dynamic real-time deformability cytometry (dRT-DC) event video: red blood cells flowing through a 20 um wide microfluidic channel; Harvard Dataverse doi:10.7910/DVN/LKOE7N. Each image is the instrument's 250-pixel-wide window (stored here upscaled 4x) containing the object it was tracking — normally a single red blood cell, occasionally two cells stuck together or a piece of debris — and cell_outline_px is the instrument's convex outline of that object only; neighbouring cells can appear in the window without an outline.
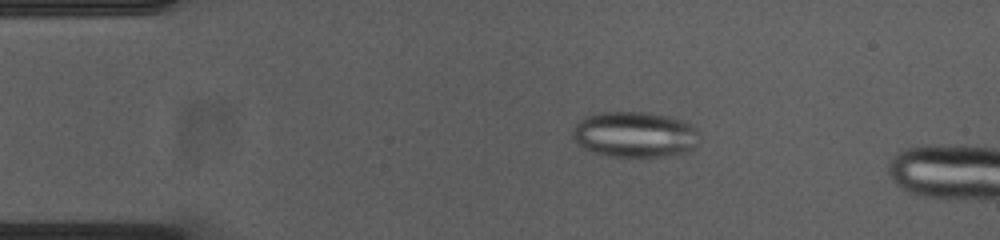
{"species": "common noctule bat (a hibernating species)", "species_latin": "Nyctalus noctula", "temperature_condition": "cold", "stored_images_in_passage": 13, "camera_frame_rate_fps": 3000, "um_per_image_px": 0.085, "animal": {"sex": "female", "body_mass_g": 23.0, "forearm_length_mm": 53.4}, "frame": {"image": 1, "passage_image": 10, "time_ms": 3.0, "image_size_px": [1000, 240], "cell_outline_px": [[700, 136], [696, 144], [692, 148], [680, 152], [660, 156], [608, 156], [592, 152], [584, 148], [572, 136], [572, 128], [580, 120], [588, 116], [604, 112], [648, 112], [668, 116], [692, 124], [700, 132]], "centroid_in_image_um": [53.95, 11.41], "position_along_channel_um": 31.0, "area_um2": 33.47}}